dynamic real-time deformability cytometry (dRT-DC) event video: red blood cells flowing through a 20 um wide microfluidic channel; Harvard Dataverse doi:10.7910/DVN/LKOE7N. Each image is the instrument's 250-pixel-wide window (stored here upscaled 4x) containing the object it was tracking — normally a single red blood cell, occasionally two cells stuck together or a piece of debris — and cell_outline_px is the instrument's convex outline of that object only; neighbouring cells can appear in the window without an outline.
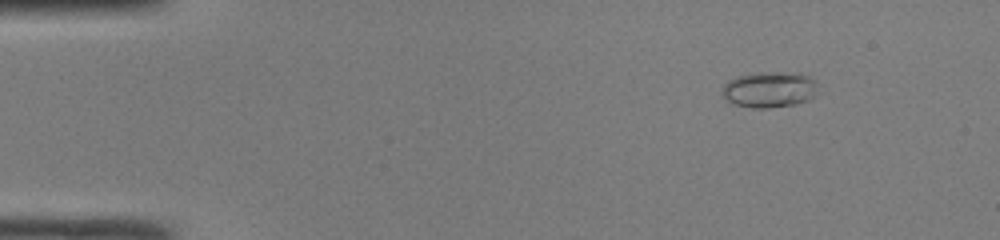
{"species": "common noctule bat (a hibernating species)", "species_latin": "Nyctalus noctula", "temperature_condition": "room temperature", "stored_images_in_passage": 43, "camera_frame_rate_fps": 3000, "um_per_image_px": 0.085, "animal": {"sex": "male", "body_mass_g": 19.0, "forearm_length_mm": 50.8}, "frame": {"image": 1, "passage_image": 1, "time_ms": 0.0, "image_size_px": [1000, 240], "cell_outline_px": [[820, 84], [812, 96], [808, 100], [792, 104], [768, 108], [752, 108], [732, 104], [724, 96], [724, 84], [728, 80], [736, 76], [756, 72], [800, 72], [816, 80]], "centroid_in_image_um": [65.42, 7.58], "position_along_channel_um": 19.6, "area_um2": 20.17}}
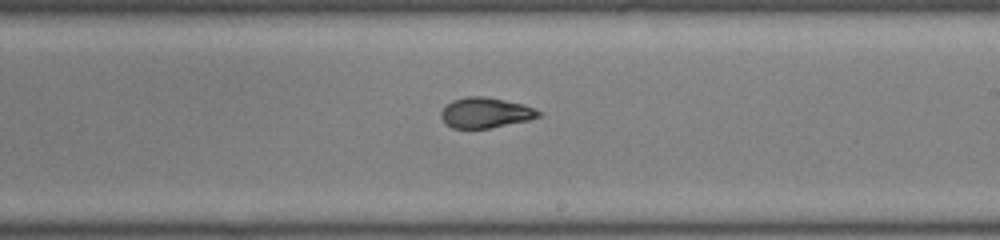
{"frame": {"image": 2, "passage_image": 24, "time_ms": 7.667, "image_size_px": [1000, 240], "cell_outline_px": [[540, 116], [528, 120], [488, 128], [452, 128], [440, 116], [440, 112], [452, 100], [464, 96], [484, 96], [524, 104], [540, 112]], "centroid_in_image_um": [41.24, 9.57], "position_along_channel_um": 247.8, "area_um2": 16.99}}
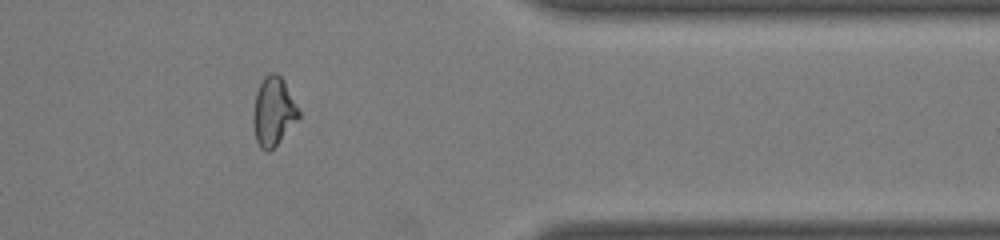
{"frame": {"image": 3, "passage_image": 35, "time_ms": 11.333, "image_size_px": [1000, 240], "cell_outline_px": [[300, 116], [276, 144], [268, 152], [264, 152], [260, 148], [256, 140], [252, 120], [256, 92], [264, 76], [268, 72], [276, 72], [284, 80], [300, 112]], "centroid_in_image_um": [23.22, 9.45], "position_along_channel_um": 388.2, "area_um2": 18.03}, "authors_computed_cell_mechanics": {"area_um2": 17.9758, "velocity_mm_per_s": 4.2435, "shape_relaxation_time_tau1_ms": 6.9798, "shape_relaxation_time_tau2_ms": 1.2255, "deformation_change_tau1": 0.2055, "deformation_change_tau2": 0.0521}}